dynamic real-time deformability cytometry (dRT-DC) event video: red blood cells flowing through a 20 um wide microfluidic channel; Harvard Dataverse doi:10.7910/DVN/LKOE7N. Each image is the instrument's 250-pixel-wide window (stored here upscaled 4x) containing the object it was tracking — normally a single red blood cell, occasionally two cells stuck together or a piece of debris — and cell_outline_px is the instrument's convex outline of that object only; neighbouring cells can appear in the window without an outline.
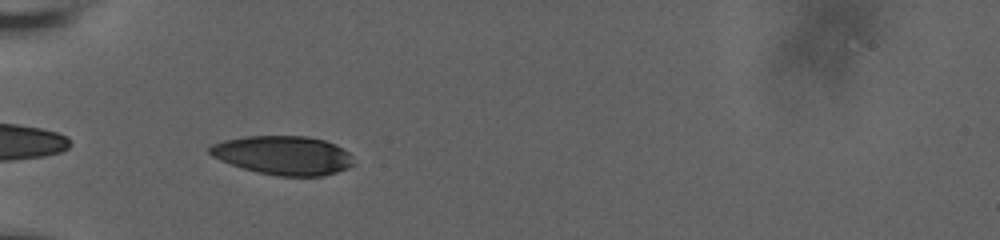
{"species": "human", "species_latin": "Homo sapiens", "temperature_condition": "room temperature", "stored_images_in_passage": 39, "camera_frame_rate_fps": 3000, "um_per_image_px": 0.085, "donor": {"sex": "male"}, "frame": {"image": 1, "passage_image": 2, "time_ms": 0.333, "image_size_px": [1000, 240], "cell_outline_px": [[352, 164], [348, 168], [324, 176], [276, 176], [256, 172], [220, 160], [212, 156], [208, 152], [208, 148], [212, 144], [224, 140], [244, 136], [308, 136], [324, 140], [336, 144], [344, 148], [352, 156]], "centroid_in_image_um": [24.08, 13.19], "position_along_channel_um": 60.9, "area_um2": 32.71}}
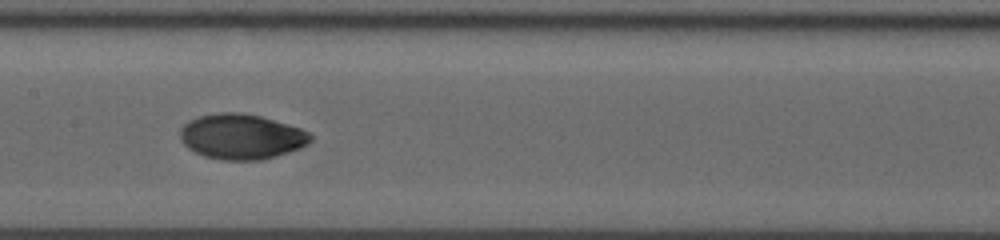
{"frame": {"image": 2, "passage_image": 13, "time_ms": 4.0, "image_size_px": [1000, 240], "cell_outline_px": [[312, 140], [308, 144], [300, 148], [276, 156], [260, 160], [220, 160], [204, 156], [188, 148], [180, 140], [180, 128], [188, 120], [200, 116], [220, 112], [240, 112], [260, 116], [300, 128], [308, 132], [312, 136]], "centroid_in_image_um": [20.5, 11.61], "position_along_channel_um": 186.9, "area_um2": 34.39}}
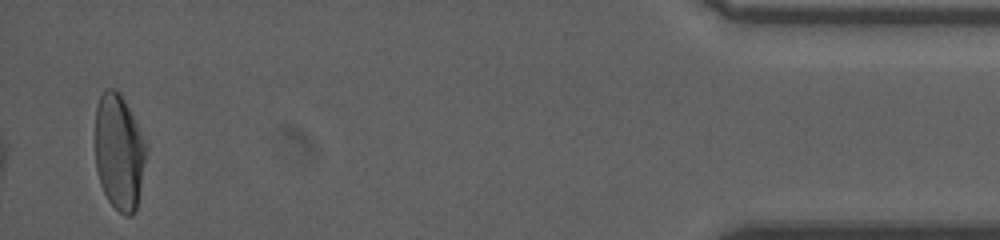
{"frame": {"image": 3, "passage_image": 38, "time_ms": 12.333, "image_size_px": [1000, 240], "cell_outline_px": [[144, 160], [136, 208], [132, 216], [124, 216], [108, 200], [100, 184], [96, 168], [96, 108], [100, 96], [108, 88], [116, 88], [120, 92], [144, 140]], "centroid_in_image_um": [10.08, 12.92], "position_along_channel_um": 425.1, "area_um2": 33.41}, "authors_computed_cell_mechanics": {"area_um2": 33.3506, "velocity_mm_per_s": 3.7256, "shape_relaxation_time_tau1_ms": 4.9525, "shape_relaxation_time_tau2_ms": null, "deformation_change_tau1": 0.1827, "deformation_change_tau2": null}}